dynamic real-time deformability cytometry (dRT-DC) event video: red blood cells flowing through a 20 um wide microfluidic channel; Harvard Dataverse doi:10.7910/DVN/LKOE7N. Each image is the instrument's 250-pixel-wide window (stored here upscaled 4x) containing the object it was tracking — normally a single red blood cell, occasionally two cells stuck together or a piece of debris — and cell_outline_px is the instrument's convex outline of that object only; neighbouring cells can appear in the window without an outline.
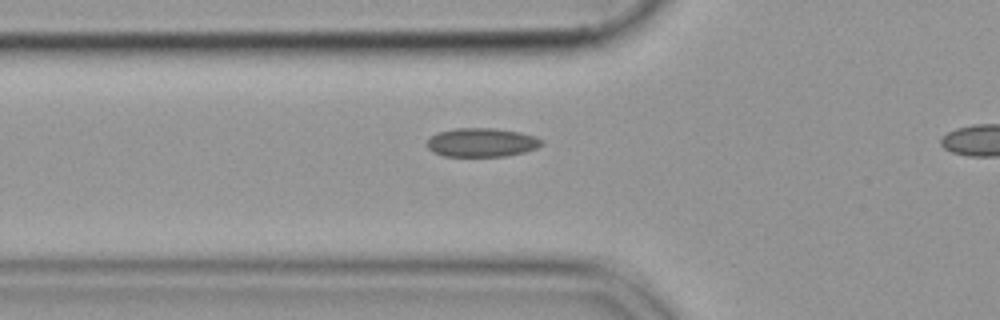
{"species": "common noctule bat (a hibernating species)", "species_latin": "Nyctalus noctula", "temperature_condition": "cold", "stored_images_in_passage": 15, "camera_frame_rate_fps": 3000, "um_per_image_px": 0.085, "animal": {"sex": "female", "body_mass_g": 19.9}, "frame": {"image": 1, "passage_image": 13, "time_ms": 4.0, "image_size_px": [1000, 320], "cell_outline_px": [[544, 144], [536, 148], [524, 152], [508, 156], [444, 156], [432, 152], [428, 148], [428, 140], [432, 136], [440, 132], [456, 128], [496, 128], [520, 132], [536, 136], [544, 140]], "centroid_in_image_um": [41.0, 12.11], "position_along_channel_um": 84.8, "area_um2": 19.31}}